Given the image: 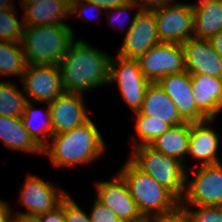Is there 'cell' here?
<instances>
[{
    "label": "cell",
    "instance_id": "484cf974",
    "mask_svg": "<svg viewBox=\"0 0 222 222\" xmlns=\"http://www.w3.org/2000/svg\"><path fill=\"white\" fill-rule=\"evenodd\" d=\"M15 0H0V41L21 43L25 25L15 15Z\"/></svg>",
    "mask_w": 222,
    "mask_h": 222
},
{
    "label": "cell",
    "instance_id": "d590c367",
    "mask_svg": "<svg viewBox=\"0 0 222 222\" xmlns=\"http://www.w3.org/2000/svg\"><path fill=\"white\" fill-rule=\"evenodd\" d=\"M87 1L96 3L98 6L108 11L109 9H113L123 4H126L131 0H87Z\"/></svg>",
    "mask_w": 222,
    "mask_h": 222
},
{
    "label": "cell",
    "instance_id": "2e32d148",
    "mask_svg": "<svg viewBox=\"0 0 222 222\" xmlns=\"http://www.w3.org/2000/svg\"><path fill=\"white\" fill-rule=\"evenodd\" d=\"M182 47L187 72L222 78V57L209 40L192 37L186 40Z\"/></svg>",
    "mask_w": 222,
    "mask_h": 222
},
{
    "label": "cell",
    "instance_id": "f546056e",
    "mask_svg": "<svg viewBox=\"0 0 222 222\" xmlns=\"http://www.w3.org/2000/svg\"><path fill=\"white\" fill-rule=\"evenodd\" d=\"M63 214L65 222H91L90 216L67 194L63 198Z\"/></svg>",
    "mask_w": 222,
    "mask_h": 222
},
{
    "label": "cell",
    "instance_id": "74e56055",
    "mask_svg": "<svg viewBox=\"0 0 222 222\" xmlns=\"http://www.w3.org/2000/svg\"><path fill=\"white\" fill-rule=\"evenodd\" d=\"M11 215L10 204L0 200V222H10Z\"/></svg>",
    "mask_w": 222,
    "mask_h": 222
},
{
    "label": "cell",
    "instance_id": "7402d4cb",
    "mask_svg": "<svg viewBox=\"0 0 222 222\" xmlns=\"http://www.w3.org/2000/svg\"><path fill=\"white\" fill-rule=\"evenodd\" d=\"M0 138L9 149L43 154V149L29 135L21 117L0 115Z\"/></svg>",
    "mask_w": 222,
    "mask_h": 222
},
{
    "label": "cell",
    "instance_id": "e575fe53",
    "mask_svg": "<svg viewBox=\"0 0 222 222\" xmlns=\"http://www.w3.org/2000/svg\"><path fill=\"white\" fill-rule=\"evenodd\" d=\"M133 1L136 5L139 6L142 10H153L155 8H159L171 3H176V0H131Z\"/></svg>",
    "mask_w": 222,
    "mask_h": 222
},
{
    "label": "cell",
    "instance_id": "8992f818",
    "mask_svg": "<svg viewBox=\"0 0 222 222\" xmlns=\"http://www.w3.org/2000/svg\"><path fill=\"white\" fill-rule=\"evenodd\" d=\"M153 11L160 42L183 44L193 37V4L176 2Z\"/></svg>",
    "mask_w": 222,
    "mask_h": 222
},
{
    "label": "cell",
    "instance_id": "30bf717a",
    "mask_svg": "<svg viewBox=\"0 0 222 222\" xmlns=\"http://www.w3.org/2000/svg\"><path fill=\"white\" fill-rule=\"evenodd\" d=\"M22 83L29 102L49 104L65 92L59 64L27 65Z\"/></svg>",
    "mask_w": 222,
    "mask_h": 222
},
{
    "label": "cell",
    "instance_id": "3957f363",
    "mask_svg": "<svg viewBox=\"0 0 222 222\" xmlns=\"http://www.w3.org/2000/svg\"><path fill=\"white\" fill-rule=\"evenodd\" d=\"M118 173L125 180L131 197L146 221L171 214L180 207V201L168 189L140 170L129 158Z\"/></svg>",
    "mask_w": 222,
    "mask_h": 222
},
{
    "label": "cell",
    "instance_id": "ac0fdd59",
    "mask_svg": "<svg viewBox=\"0 0 222 222\" xmlns=\"http://www.w3.org/2000/svg\"><path fill=\"white\" fill-rule=\"evenodd\" d=\"M190 75L197 108L208 119H215L216 115L222 111V78L205 74Z\"/></svg>",
    "mask_w": 222,
    "mask_h": 222
},
{
    "label": "cell",
    "instance_id": "d6a6232c",
    "mask_svg": "<svg viewBox=\"0 0 222 222\" xmlns=\"http://www.w3.org/2000/svg\"><path fill=\"white\" fill-rule=\"evenodd\" d=\"M39 222H65L63 214V199L52 211L38 216Z\"/></svg>",
    "mask_w": 222,
    "mask_h": 222
},
{
    "label": "cell",
    "instance_id": "603a6c76",
    "mask_svg": "<svg viewBox=\"0 0 222 222\" xmlns=\"http://www.w3.org/2000/svg\"><path fill=\"white\" fill-rule=\"evenodd\" d=\"M191 122L171 126L163 135L154 140L150 146L155 150L184 163L188 154Z\"/></svg>",
    "mask_w": 222,
    "mask_h": 222
},
{
    "label": "cell",
    "instance_id": "44dd1931",
    "mask_svg": "<svg viewBox=\"0 0 222 222\" xmlns=\"http://www.w3.org/2000/svg\"><path fill=\"white\" fill-rule=\"evenodd\" d=\"M193 4V37L209 40L222 31V0H200Z\"/></svg>",
    "mask_w": 222,
    "mask_h": 222
},
{
    "label": "cell",
    "instance_id": "f1b7e54d",
    "mask_svg": "<svg viewBox=\"0 0 222 222\" xmlns=\"http://www.w3.org/2000/svg\"><path fill=\"white\" fill-rule=\"evenodd\" d=\"M189 206L197 208L191 210ZM180 205L190 222H222V206Z\"/></svg>",
    "mask_w": 222,
    "mask_h": 222
},
{
    "label": "cell",
    "instance_id": "7a4b0ae2",
    "mask_svg": "<svg viewBox=\"0 0 222 222\" xmlns=\"http://www.w3.org/2000/svg\"><path fill=\"white\" fill-rule=\"evenodd\" d=\"M43 148L55 167L89 164L105 152V143L91 119L83 125L51 137Z\"/></svg>",
    "mask_w": 222,
    "mask_h": 222
},
{
    "label": "cell",
    "instance_id": "836d02e7",
    "mask_svg": "<svg viewBox=\"0 0 222 222\" xmlns=\"http://www.w3.org/2000/svg\"><path fill=\"white\" fill-rule=\"evenodd\" d=\"M147 222H190L188 216L179 207L175 212L149 219Z\"/></svg>",
    "mask_w": 222,
    "mask_h": 222
},
{
    "label": "cell",
    "instance_id": "e0dca14e",
    "mask_svg": "<svg viewBox=\"0 0 222 222\" xmlns=\"http://www.w3.org/2000/svg\"><path fill=\"white\" fill-rule=\"evenodd\" d=\"M213 121L214 119H207L205 121L191 123L188 155L193 157L192 159L200 161L201 166L221 162L217 156L220 145L219 136L217 132L207 124Z\"/></svg>",
    "mask_w": 222,
    "mask_h": 222
},
{
    "label": "cell",
    "instance_id": "5b68a950",
    "mask_svg": "<svg viewBox=\"0 0 222 222\" xmlns=\"http://www.w3.org/2000/svg\"><path fill=\"white\" fill-rule=\"evenodd\" d=\"M130 160L156 182L168 189L179 201L186 189V170L194 171L179 160L169 157L150 145L133 147Z\"/></svg>",
    "mask_w": 222,
    "mask_h": 222
},
{
    "label": "cell",
    "instance_id": "ba28073f",
    "mask_svg": "<svg viewBox=\"0 0 222 222\" xmlns=\"http://www.w3.org/2000/svg\"><path fill=\"white\" fill-rule=\"evenodd\" d=\"M198 166L192 180L186 175L180 205L222 206V163Z\"/></svg>",
    "mask_w": 222,
    "mask_h": 222
},
{
    "label": "cell",
    "instance_id": "7c38bea8",
    "mask_svg": "<svg viewBox=\"0 0 222 222\" xmlns=\"http://www.w3.org/2000/svg\"><path fill=\"white\" fill-rule=\"evenodd\" d=\"M97 200L106 206L122 222H147L131 197L129 188L118 173L109 181L96 182Z\"/></svg>",
    "mask_w": 222,
    "mask_h": 222
},
{
    "label": "cell",
    "instance_id": "ffe728a7",
    "mask_svg": "<svg viewBox=\"0 0 222 222\" xmlns=\"http://www.w3.org/2000/svg\"><path fill=\"white\" fill-rule=\"evenodd\" d=\"M71 0H43L37 3L21 4L25 27L67 24L63 19L70 16Z\"/></svg>",
    "mask_w": 222,
    "mask_h": 222
},
{
    "label": "cell",
    "instance_id": "8fae6325",
    "mask_svg": "<svg viewBox=\"0 0 222 222\" xmlns=\"http://www.w3.org/2000/svg\"><path fill=\"white\" fill-rule=\"evenodd\" d=\"M124 37L117 56L126 59H137L158 44L160 41L154 11L138 7Z\"/></svg>",
    "mask_w": 222,
    "mask_h": 222
},
{
    "label": "cell",
    "instance_id": "ab89813d",
    "mask_svg": "<svg viewBox=\"0 0 222 222\" xmlns=\"http://www.w3.org/2000/svg\"><path fill=\"white\" fill-rule=\"evenodd\" d=\"M209 41L214 50L222 57V31L213 35Z\"/></svg>",
    "mask_w": 222,
    "mask_h": 222
},
{
    "label": "cell",
    "instance_id": "52a82bcc",
    "mask_svg": "<svg viewBox=\"0 0 222 222\" xmlns=\"http://www.w3.org/2000/svg\"><path fill=\"white\" fill-rule=\"evenodd\" d=\"M116 58L110 59L109 84L116 83L124 101L132 112H137L142 107L150 81L143 75L136 59Z\"/></svg>",
    "mask_w": 222,
    "mask_h": 222
},
{
    "label": "cell",
    "instance_id": "60d3db41",
    "mask_svg": "<svg viewBox=\"0 0 222 222\" xmlns=\"http://www.w3.org/2000/svg\"><path fill=\"white\" fill-rule=\"evenodd\" d=\"M43 0H21L22 4H31V3H37V2H41Z\"/></svg>",
    "mask_w": 222,
    "mask_h": 222
},
{
    "label": "cell",
    "instance_id": "8d00e7d4",
    "mask_svg": "<svg viewBox=\"0 0 222 222\" xmlns=\"http://www.w3.org/2000/svg\"><path fill=\"white\" fill-rule=\"evenodd\" d=\"M135 7H139L138 5H136L133 1H129L128 3H126V4H123V5H121V6H119V7H116V8H113V9H109V11L110 12H108L109 14H110V16H109V20L112 22V21H114V17L112 18V16H111V14L113 15H115V16H119V14H123L125 11L126 12H128V11H130V10H133ZM117 16V17H118ZM111 17V18H110ZM113 19V20H112ZM123 21V20H122ZM118 22H119V20H118ZM117 22V23H118ZM113 23V22H112ZM119 29H120V27H119ZM122 29H124V27L122 28L121 27V30Z\"/></svg>",
    "mask_w": 222,
    "mask_h": 222
},
{
    "label": "cell",
    "instance_id": "83f0119b",
    "mask_svg": "<svg viewBox=\"0 0 222 222\" xmlns=\"http://www.w3.org/2000/svg\"><path fill=\"white\" fill-rule=\"evenodd\" d=\"M135 114V128L136 133L139 137V142L137 140H133V147H137L140 145H150L154 140L163 135L168 129H170V125L162 122L153 120V118L142 114L140 111L134 112Z\"/></svg>",
    "mask_w": 222,
    "mask_h": 222
},
{
    "label": "cell",
    "instance_id": "9a60e30c",
    "mask_svg": "<svg viewBox=\"0 0 222 222\" xmlns=\"http://www.w3.org/2000/svg\"><path fill=\"white\" fill-rule=\"evenodd\" d=\"M81 95L64 92L49 103L53 135L70 131L90 119Z\"/></svg>",
    "mask_w": 222,
    "mask_h": 222
},
{
    "label": "cell",
    "instance_id": "277c9868",
    "mask_svg": "<svg viewBox=\"0 0 222 222\" xmlns=\"http://www.w3.org/2000/svg\"><path fill=\"white\" fill-rule=\"evenodd\" d=\"M75 40L69 24L29 26L21 40L27 65L59 64Z\"/></svg>",
    "mask_w": 222,
    "mask_h": 222
},
{
    "label": "cell",
    "instance_id": "4fadbf2b",
    "mask_svg": "<svg viewBox=\"0 0 222 222\" xmlns=\"http://www.w3.org/2000/svg\"><path fill=\"white\" fill-rule=\"evenodd\" d=\"M192 77L186 70L163 76L157 83L172 99L186 122H201L208 118L197 108L191 86Z\"/></svg>",
    "mask_w": 222,
    "mask_h": 222
},
{
    "label": "cell",
    "instance_id": "9c48e42d",
    "mask_svg": "<svg viewBox=\"0 0 222 222\" xmlns=\"http://www.w3.org/2000/svg\"><path fill=\"white\" fill-rule=\"evenodd\" d=\"M140 70L150 82L185 71L182 44L159 42L137 59Z\"/></svg>",
    "mask_w": 222,
    "mask_h": 222
},
{
    "label": "cell",
    "instance_id": "4dcf8cb0",
    "mask_svg": "<svg viewBox=\"0 0 222 222\" xmlns=\"http://www.w3.org/2000/svg\"><path fill=\"white\" fill-rule=\"evenodd\" d=\"M91 222H122L113 211L101 204L97 199L94 201L90 212Z\"/></svg>",
    "mask_w": 222,
    "mask_h": 222
},
{
    "label": "cell",
    "instance_id": "d4e9b609",
    "mask_svg": "<svg viewBox=\"0 0 222 222\" xmlns=\"http://www.w3.org/2000/svg\"><path fill=\"white\" fill-rule=\"evenodd\" d=\"M26 67L21 43L0 41V75H18L22 79Z\"/></svg>",
    "mask_w": 222,
    "mask_h": 222
},
{
    "label": "cell",
    "instance_id": "6da1fadb",
    "mask_svg": "<svg viewBox=\"0 0 222 222\" xmlns=\"http://www.w3.org/2000/svg\"><path fill=\"white\" fill-rule=\"evenodd\" d=\"M110 59L85 40H74L59 63L65 92L82 94L109 84Z\"/></svg>",
    "mask_w": 222,
    "mask_h": 222
},
{
    "label": "cell",
    "instance_id": "cb8c5ba5",
    "mask_svg": "<svg viewBox=\"0 0 222 222\" xmlns=\"http://www.w3.org/2000/svg\"><path fill=\"white\" fill-rule=\"evenodd\" d=\"M45 115L40 113V109H35L32 102H27L25 106L24 114L21 116L22 122L29 135L35 140V142L43 149L49 144V138L53 136V129L51 125L50 106L47 104ZM45 116V117H44ZM43 119L41 127L35 124L38 123L41 118ZM40 127V128H39ZM43 136V137H41ZM45 138V139H44ZM47 141V142H46Z\"/></svg>",
    "mask_w": 222,
    "mask_h": 222
},
{
    "label": "cell",
    "instance_id": "1f68e13d",
    "mask_svg": "<svg viewBox=\"0 0 222 222\" xmlns=\"http://www.w3.org/2000/svg\"><path fill=\"white\" fill-rule=\"evenodd\" d=\"M93 10L99 11L98 13H100V12L102 13V11H105V10H103V8L98 6L96 3H93V2H90L87 0H71L70 1V17L72 15H76L77 13H79V15L82 13V15L80 16V17H82L83 15L85 16L87 14V11L93 12ZM89 20H92V19L89 18Z\"/></svg>",
    "mask_w": 222,
    "mask_h": 222
},
{
    "label": "cell",
    "instance_id": "d6986e66",
    "mask_svg": "<svg viewBox=\"0 0 222 222\" xmlns=\"http://www.w3.org/2000/svg\"><path fill=\"white\" fill-rule=\"evenodd\" d=\"M142 114L162 121L170 126L186 122L179 114L172 99L165 93L157 82H150L141 109Z\"/></svg>",
    "mask_w": 222,
    "mask_h": 222
},
{
    "label": "cell",
    "instance_id": "f35d334b",
    "mask_svg": "<svg viewBox=\"0 0 222 222\" xmlns=\"http://www.w3.org/2000/svg\"><path fill=\"white\" fill-rule=\"evenodd\" d=\"M11 215L10 222H39L38 216L24 214V212L17 213L14 217Z\"/></svg>",
    "mask_w": 222,
    "mask_h": 222
},
{
    "label": "cell",
    "instance_id": "5bb4252c",
    "mask_svg": "<svg viewBox=\"0 0 222 222\" xmlns=\"http://www.w3.org/2000/svg\"><path fill=\"white\" fill-rule=\"evenodd\" d=\"M68 194L35 175H29L20 193V202L29 215L39 216L57 207Z\"/></svg>",
    "mask_w": 222,
    "mask_h": 222
},
{
    "label": "cell",
    "instance_id": "4316f807",
    "mask_svg": "<svg viewBox=\"0 0 222 222\" xmlns=\"http://www.w3.org/2000/svg\"><path fill=\"white\" fill-rule=\"evenodd\" d=\"M28 102L24 92L17 89L9 81L0 82V115L7 117H21Z\"/></svg>",
    "mask_w": 222,
    "mask_h": 222
}]
</instances>
